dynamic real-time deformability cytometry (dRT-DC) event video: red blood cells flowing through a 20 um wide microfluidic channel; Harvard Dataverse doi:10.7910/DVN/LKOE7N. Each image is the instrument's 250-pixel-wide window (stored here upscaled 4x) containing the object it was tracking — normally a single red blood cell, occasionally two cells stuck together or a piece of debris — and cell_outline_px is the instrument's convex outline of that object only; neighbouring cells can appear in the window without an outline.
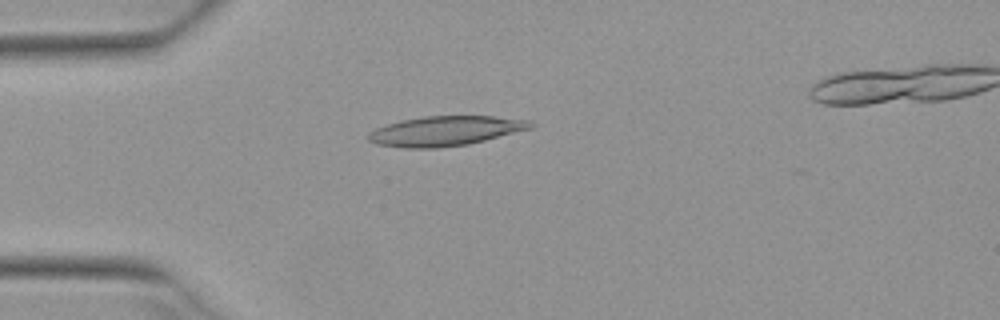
{"species": "Egyptian fruit bat (a non-hibernating species)", "species_latin": "Rousettus aegyptiacus", "temperature_condition": "warm", "stored_images_in_passage": 4, "camera_frame_rate_fps": 3000, "um_per_image_px": 0.085, "animal": {"sex": "female"}, "frame": {"image": 1, "passage_image": 3, "time_ms": 0.667, "image_size_px": [1000, 320], "cell_outline_px": [[536, 124], [532, 128], [468, 144], [436, 148], [404, 148], [376, 144], [368, 140], [364, 136], [368, 132], [376, 128], [400, 120], [424, 116], [492, 116], [528, 120]], "centroid_in_image_um": [37.8, 11.13], "position_along_channel_um": 47.2, "area_um2": 28.15}}